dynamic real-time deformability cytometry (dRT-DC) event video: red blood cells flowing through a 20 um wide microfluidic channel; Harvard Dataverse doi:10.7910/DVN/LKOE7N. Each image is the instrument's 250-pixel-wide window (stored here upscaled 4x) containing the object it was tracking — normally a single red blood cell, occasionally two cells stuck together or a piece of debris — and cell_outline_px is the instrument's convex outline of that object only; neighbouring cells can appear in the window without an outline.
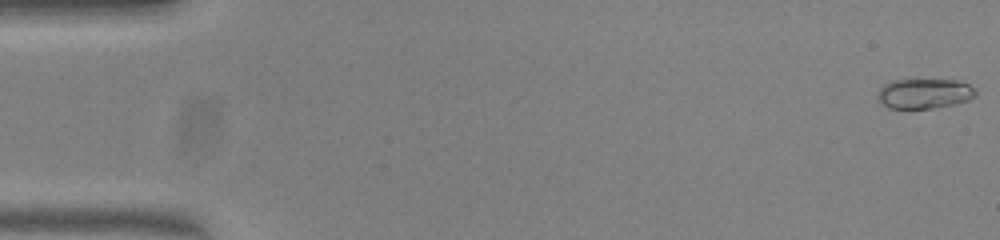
{"species": "common noctule bat (a hibernating species)", "species_latin": "Nyctalus noctula", "temperature_condition": "warm", "stored_images_in_passage": 54, "camera_frame_rate_fps": 3000, "um_per_image_px": 0.085, "animal": {"sex": "female", "body_mass_g": 23.0, "forearm_length_mm": 53.4}, "frame": {"image": 1, "passage_image": 1, "time_ms": 0.0, "image_size_px": [1000, 240], "cell_outline_px": [[976, 96], [968, 100], [952, 104], [932, 108], [888, 108], [876, 96], [880, 88], [884, 84], [892, 80], [956, 80], [968, 84], [976, 92]], "centroid_in_image_um": [78.55, 7.95], "position_along_channel_um": 6.5, "area_um2": 16.88}}
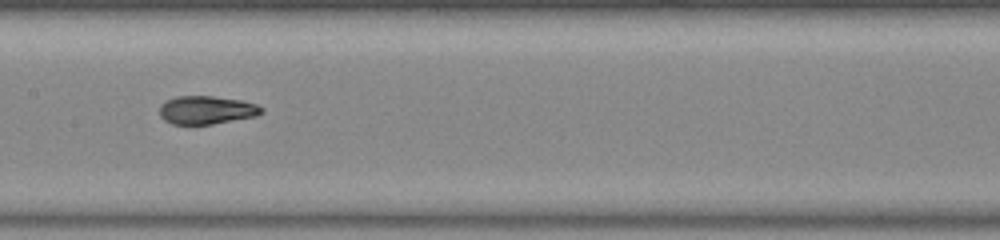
{"frame": {"image": 2, "passage_image": 27, "time_ms": 8.667, "image_size_px": [1000, 240], "cell_outline_px": [[264, 112], [256, 116], [212, 124], [172, 124], [164, 120], [160, 116], [160, 104], [176, 96], [212, 96], [240, 100], [256, 104], [264, 108]], "centroid_in_image_um": [17.56, 9.35], "position_along_channel_um": 189.8, "area_um2": 16.76}}
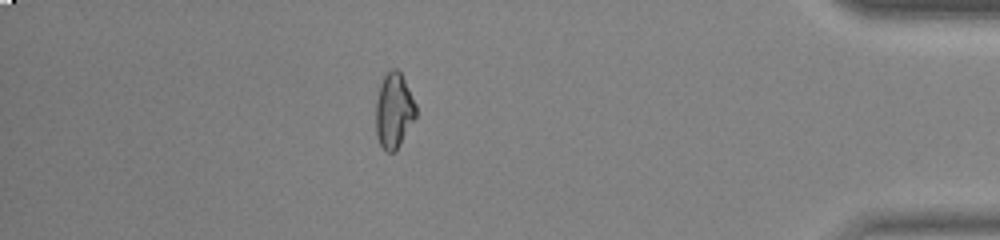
{"frame": {"image": 3, "passage_image": 47, "time_ms": 15.333, "image_size_px": [1000, 240], "cell_outline_px": [[416, 116], [396, 152], [388, 152], [380, 144], [376, 136], [376, 100], [380, 84], [384, 76], [392, 68], [396, 68], [400, 72], [416, 104]], "centroid_in_image_um": [33.47, 9.42], "position_along_channel_um": 401.7, "area_um2": 17.46}, "authors_computed_cell_mechanics": {"area_um2": 17.2244, "velocity_mm_per_s": 3.8502, "shape_relaxation_time_tau1_ms": 7.4583, "shape_relaxation_time_tau2_ms": 1.0243, "deformation_change_tau1": 0.2574, "deformation_change_tau2": 0.0441}}